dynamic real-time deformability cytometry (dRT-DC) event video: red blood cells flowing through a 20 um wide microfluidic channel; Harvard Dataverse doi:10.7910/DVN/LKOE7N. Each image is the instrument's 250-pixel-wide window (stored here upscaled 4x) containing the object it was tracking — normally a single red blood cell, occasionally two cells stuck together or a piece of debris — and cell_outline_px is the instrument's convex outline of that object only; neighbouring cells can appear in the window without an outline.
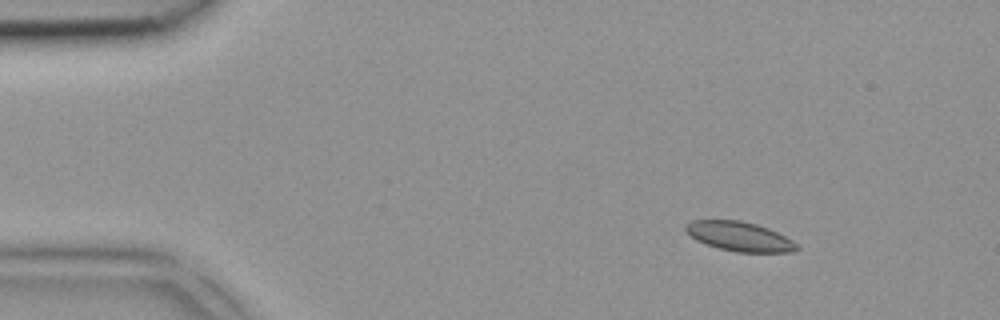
{"species": "common noctule bat (a hibernating species)", "species_latin": "Nyctalus noctula", "temperature_condition": "room temperature", "stored_images_in_passage": 3, "camera_frame_rate_fps": 3000, "um_per_image_px": 0.085, "animal": {"sex": "female", "body_mass_g": 18.4}, "frame": {"image": 1, "passage_image": 1, "time_ms": 0.0, "image_size_px": [1000, 320], "cell_outline_px": [[800, 248], [792, 252], [736, 252], [720, 248], [696, 240], [684, 228], [692, 220], [740, 220], [756, 224], [768, 228], [792, 240]], "centroid_in_image_um": [62.88, 20.09], "position_along_channel_um": 22.1, "area_um2": 18.73}}
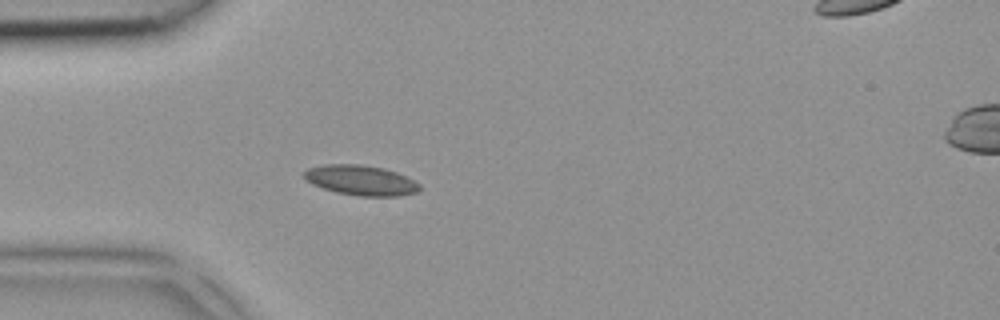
{"frame": {"image": 2, "passage_image": 3, "time_ms": 0.667, "image_size_px": [1000, 320], "cell_outline_px": [[420, 192], [400, 196], [360, 196], [336, 192], [312, 184], [304, 176], [304, 172], [308, 168], [324, 164], [360, 164], [384, 168], [396, 172], [420, 184]], "centroid_in_image_um": [30.7, 15.32], "position_along_channel_um": 54.3, "area_um2": 20.17}}